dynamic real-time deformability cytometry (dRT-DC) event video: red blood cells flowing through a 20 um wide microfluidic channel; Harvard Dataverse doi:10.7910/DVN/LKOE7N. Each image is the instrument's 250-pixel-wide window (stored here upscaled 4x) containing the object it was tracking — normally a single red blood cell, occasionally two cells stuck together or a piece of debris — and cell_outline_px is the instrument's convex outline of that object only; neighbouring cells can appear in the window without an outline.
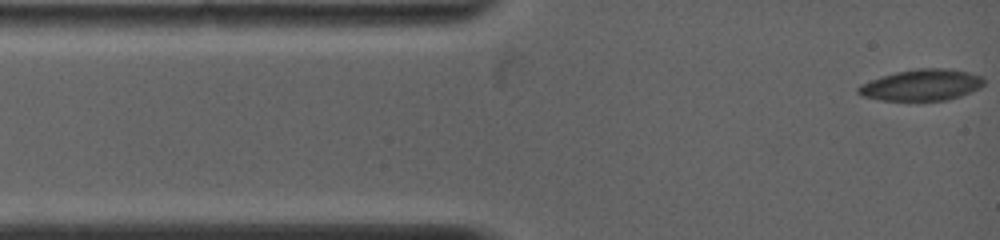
{"species": "common noctule bat (a hibernating species)", "species_latin": "Nyctalus noctula", "temperature_condition": "warm", "stored_images_in_passage": 8, "camera_frame_rate_fps": 5000, "um_per_image_px": 0.085, "animal": {"sex": "female", "body_mass_g": 19.0, "forearm_length_mm": 53.3}, "frame": {"image": 1, "passage_image": 1, "time_ms": 0.0, "image_size_px": [1000, 240], "cell_outline_px": [[984, 84], [980, 88], [960, 96], [948, 100], [880, 100], [860, 96], [856, 92], [856, 88], [860, 84], [880, 76], [896, 72], [920, 68], [944, 68], [968, 72], [984, 76]], "centroid_in_image_um": [78.31, 7.22], "position_along_channel_um": 6.7, "area_um2": 23.06}}
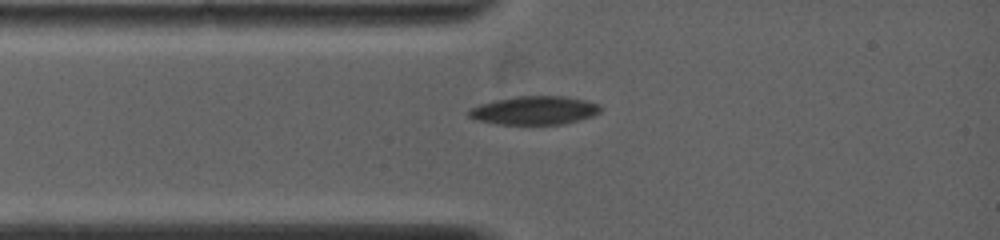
{"frame": {"image": 2, "passage_image": 5, "time_ms": 2.2, "image_size_px": [1000, 240], "cell_outline_px": [[600, 112], [592, 116], [560, 124], [496, 124], [476, 120], [468, 116], [468, 112], [472, 108], [480, 104], [492, 100], [516, 96], [564, 96], [584, 100], [600, 104]], "centroid_in_image_um": [45.39, 9.37], "position_along_channel_um": 39.6, "area_um2": 21.73}}
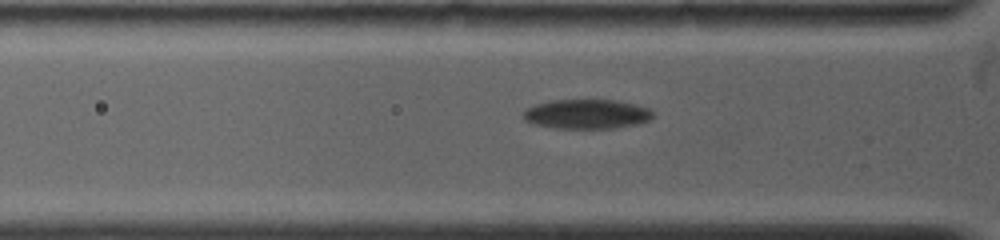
{"frame": {"image": 3, "passage_image": 7, "time_ms": 3.2, "image_size_px": [1000, 240], "cell_outline_px": [[656, 116], [652, 120], [640, 124], [616, 128], [552, 128], [532, 124], [524, 120], [524, 112], [528, 108], [536, 104], [552, 100], [616, 100], [636, 104], [648, 108]], "centroid_in_image_um": [49.93, 9.7], "position_along_channel_um": 75.9, "area_um2": 22.54}}